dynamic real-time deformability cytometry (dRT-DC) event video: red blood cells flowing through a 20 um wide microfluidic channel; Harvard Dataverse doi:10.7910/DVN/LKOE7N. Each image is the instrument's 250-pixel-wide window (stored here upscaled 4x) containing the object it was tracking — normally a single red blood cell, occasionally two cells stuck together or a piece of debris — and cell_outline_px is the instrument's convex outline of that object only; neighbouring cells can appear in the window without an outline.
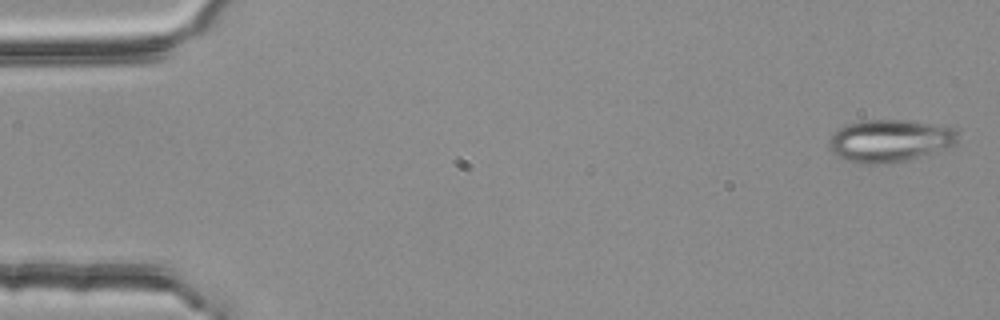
{"species": "common noctule bat (a hibernating species)", "species_latin": "Nyctalus noctula", "temperature_condition": "room temperature", "stored_images_in_passage": 4, "camera_frame_rate_fps": 3000, "um_per_image_px": 0.085, "animal": {"sex": "female", "body_mass_g": 25.1}, "frame": {"image": 1, "passage_image": 1, "time_ms": 0.0, "image_size_px": [1000, 320], "cell_outline_px": [[960, 132], [956, 144], [948, 148], [904, 160], [888, 164], [860, 164], [844, 160], [832, 152], [828, 144], [832, 136], [840, 128], [848, 124], [864, 120], [908, 120], [956, 128]], "centroid_in_image_um": [75.66, 11.96], "position_along_channel_um": 9.3, "area_um2": 31.85}}